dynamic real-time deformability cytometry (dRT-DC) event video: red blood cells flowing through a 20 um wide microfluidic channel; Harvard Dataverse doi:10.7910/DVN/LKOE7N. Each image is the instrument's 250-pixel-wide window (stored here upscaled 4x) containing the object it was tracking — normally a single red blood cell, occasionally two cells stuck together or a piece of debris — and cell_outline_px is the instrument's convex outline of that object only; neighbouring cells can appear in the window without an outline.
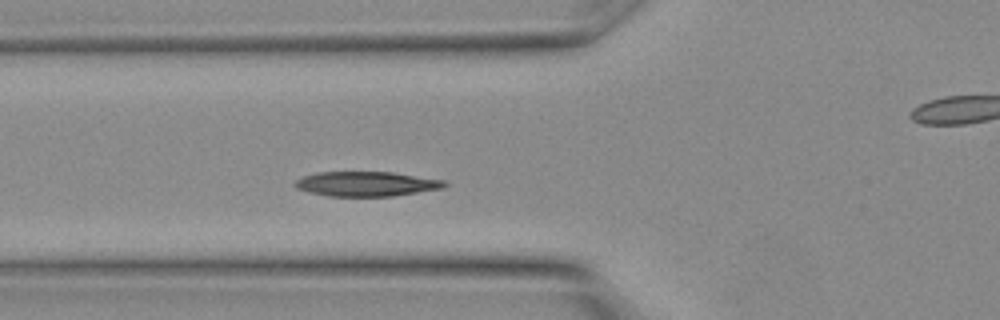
{"species": "Egyptian fruit bat (a non-hibernating species)", "species_latin": "Rousettus aegyptiacus", "temperature_condition": "warm", "stored_images_in_passage": 9, "camera_frame_rate_fps": 3000, "um_per_image_px": 0.085, "animal": {"sex": "female"}, "frame": {"image": 1, "passage_image": 7, "time_ms": 2.0, "image_size_px": [1000, 320], "cell_outline_px": [[448, 184], [444, 188], [392, 196], [328, 196], [308, 192], [296, 188], [292, 184], [296, 180], [304, 176], [316, 172], [392, 172], [444, 180]], "centroid_in_image_um": [31.12, 15.63], "position_along_channel_um": 94.7, "area_um2": 21.56}}
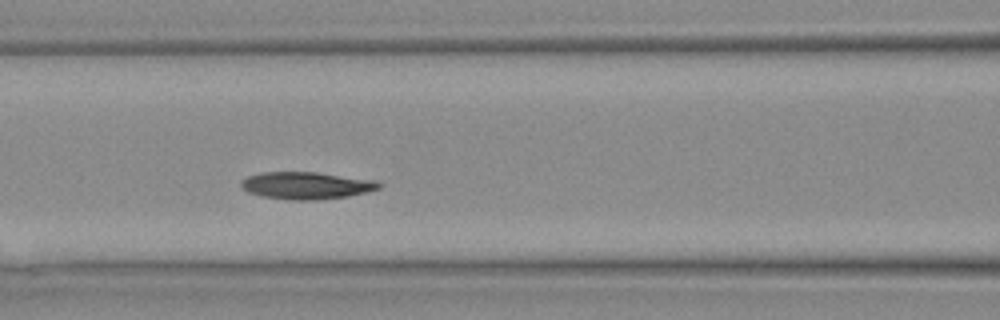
{"frame": {"image": 2, "passage_image": 9, "time_ms": 2.667, "image_size_px": [1000, 320], "cell_outline_px": [[380, 188], [348, 196], [316, 200], [288, 200], [264, 196], [248, 192], [240, 184], [240, 180], [248, 176], [264, 172], [316, 172], [376, 180], [380, 184]], "centroid_in_image_um": [26.02, 15.76], "position_along_channel_um": 140.6, "area_um2": 21.68}}